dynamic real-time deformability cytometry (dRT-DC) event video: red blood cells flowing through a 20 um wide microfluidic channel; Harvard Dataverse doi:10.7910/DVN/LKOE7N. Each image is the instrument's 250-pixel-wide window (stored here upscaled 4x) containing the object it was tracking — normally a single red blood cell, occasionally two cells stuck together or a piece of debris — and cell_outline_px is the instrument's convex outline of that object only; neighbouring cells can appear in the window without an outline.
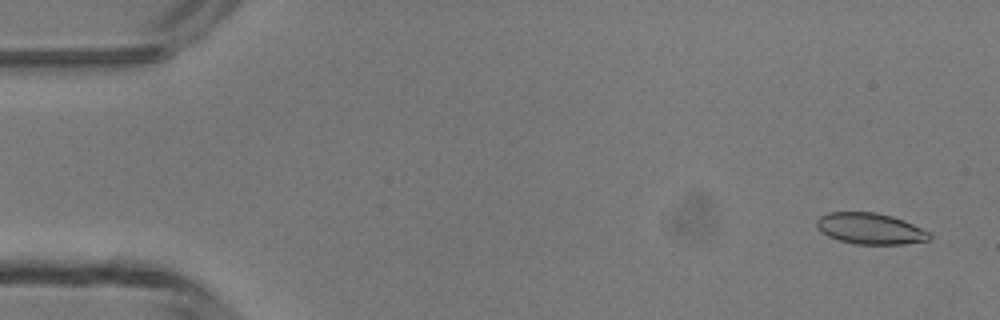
{"species": "common noctule bat (a hibernating species)", "species_latin": "Nyctalus noctula", "temperature_condition": "room temperature", "stored_images_in_passage": 4, "camera_frame_rate_fps": 3000, "um_per_image_px": 0.085, "animal": {"sex": "male", "body_mass_g": 13.3}, "frame": {"image": 1, "passage_image": 1, "time_ms": 0.0, "image_size_px": [1000, 320], "cell_outline_px": [[932, 236], [928, 240], [904, 244], [856, 244], [840, 240], [828, 236], [816, 224], [816, 220], [820, 216], [828, 212], [876, 212], [892, 216], [904, 220], [928, 232]], "centroid_in_image_um": [73.97, 19.42], "position_along_channel_um": 11.0, "area_um2": 20.23}}
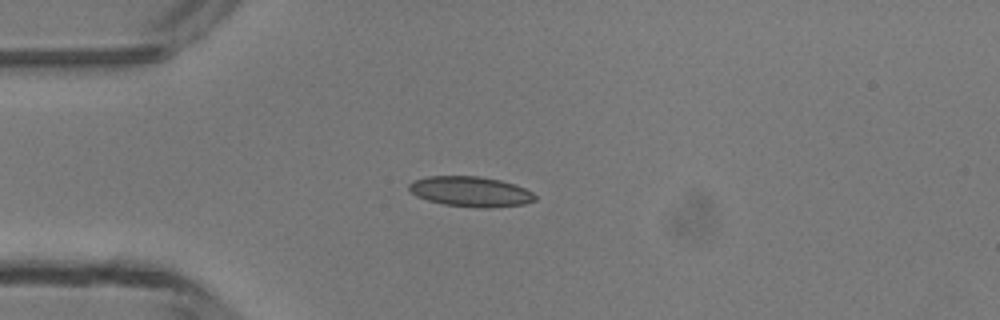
{"frame": {"image": 2, "passage_image": 4, "time_ms": 3.333, "image_size_px": [1000, 320], "cell_outline_px": [[536, 200], [524, 204], [488, 208], [480, 208], [444, 204], [428, 200], [416, 196], [408, 188], [408, 184], [412, 180], [428, 176], [480, 176], [500, 180], [516, 184], [532, 192], [536, 196]], "centroid_in_image_um": [40.0, 16.28], "position_along_channel_um": 45.0, "area_um2": 22.25}}